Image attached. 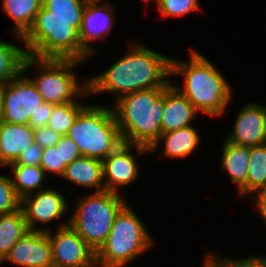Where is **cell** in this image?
Segmentation results:
<instances>
[{
  "label": "cell",
  "instance_id": "74e56055",
  "mask_svg": "<svg viewBox=\"0 0 266 267\" xmlns=\"http://www.w3.org/2000/svg\"><path fill=\"white\" fill-rule=\"evenodd\" d=\"M3 91H4V86L0 85V95H3Z\"/></svg>",
  "mask_w": 266,
  "mask_h": 267
},
{
  "label": "cell",
  "instance_id": "f35d334b",
  "mask_svg": "<svg viewBox=\"0 0 266 267\" xmlns=\"http://www.w3.org/2000/svg\"><path fill=\"white\" fill-rule=\"evenodd\" d=\"M1 109H2V95H0V113H1Z\"/></svg>",
  "mask_w": 266,
  "mask_h": 267
},
{
  "label": "cell",
  "instance_id": "ac0fdd59",
  "mask_svg": "<svg viewBox=\"0 0 266 267\" xmlns=\"http://www.w3.org/2000/svg\"><path fill=\"white\" fill-rule=\"evenodd\" d=\"M221 170L227 173L231 182L237 185L240 196H247V178L250 161V147L240 146L224 140L222 143Z\"/></svg>",
  "mask_w": 266,
  "mask_h": 267
},
{
  "label": "cell",
  "instance_id": "f1b7e54d",
  "mask_svg": "<svg viewBox=\"0 0 266 267\" xmlns=\"http://www.w3.org/2000/svg\"><path fill=\"white\" fill-rule=\"evenodd\" d=\"M206 260L213 267H266V256H248L242 258H230V257H221L217 256L214 253L207 255Z\"/></svg>",
  "mask_w": 266,
  "mask_h": 267
},
{
  "label": "cell",
  "instance_id": "277c9868",
  "mask_svg": "<svg viewBox=\"0 0 266 267\" xmlns=\"http://www.w3.org/2000/svg\"><path fill=\"white\" fill-rule=\"evenodd\" d=\"M82 19H61L43 7L22 37L26 54L37 59H75L86 61L90 55L81 47Z\"/></svg>",
  "mask_w": 266,
  "mask_h": 267
},
{
  "label": "cell",
  "instance_id": "ba28073f",
  "mask_svg": "<svg viewBox=\"0 0 266 267\" xmlns=\"http://www.w3.org/2000/svg\"><path fill=\"white\" fill-rule=\"evenodd\" d=\"M79 63L84 62L75 59H37L27 55L22 72L29 71L34 68L33 66L39 67L38 77L29 79L43 97L44 102L53 105L63 104L89 95L87 79L79 82L75 72Z\"/></svg>",
  "mask_w": 266,
  "mask_h": 267
},
{
  "label": "cell",
  "instance_id": "5bb4252c",
  "mask_svg": "<svg viewBox=\"0 0 266 267\" xmlns=\"http://www.w3.org/2000/svg\"><path fill=\"white\" fill-rule=\"evenodd\" d=\"M237 113L228 142L247 147L266 143V106L257 103L244 105Z\"/></svg>",
  "mask_w": 266,
  "mask_h": 267
},
{
  "label": "cell",
  "instance_id": "e0dca14e",
  "mask_svg": "<svg viewBox=\"0 0 266 267\" xmlns=\"http://www.w3.org/2000/svg\"><path fill=\"white\" fill-rule=\"evenodd\" d=\"M34 143V129L29 125L0 121V164L8 166Z\"/></svg>",
  "mask_w": 266,
  "mask_h": 267
},
{
  "label": "cell",
  "instance_id": "8fae6325",
  "mask_svg": "<svg viewBox=\"0 0 266 267\" xmlns=\"http://www.w3.org/2000/svg\"><path fill=\"white\" fill-rule=\"evenodd\" d=\"M67 202L62 193L50 187L23 197L20 200V209L29 230L47 232L50 229L37 225L40 222L47 224L62 219L69 210Z\"/></svg>",
  "mask_w": 266,
  "mask_h": 267
},
{
  "label": "cell",
  "instance_id": "30bf717a",
  "mask_svg": "<svg viewBox=\"0 0 266 267\" xmlns=\"http://www.w3.org/2000/svg\"><path fill=\"white\" fill-rule=\"evenodd\" d=\"M47 231L49 237L53 267H97L96 253L83 238L62 221L55 233Z\"/></svg>",
  "mask_w": 266,
  "mask_h": 267
},
{
  "label": "cell",
  "instance_id": "4fadbf2b",
  "mask_svg": "<svg viewBox=\"0 0 266 267\" xmlns=\"http://www.w3.org/2000/svg\"><path fill=\"white\" fill-rule=\"evenodd\" d=\"M3 261L20 267H53L47 232L29 230L15 243Z\"/></svg>",
  "mask_w": 266,
  "mask_h": 267
},
{
  "label": "cell",
  "instance_id": "52a82bcc",
  "mask_svg": "<svg viewBox=\"0 0 266 267\" xmlns=\"http://www.w3.org/2000/svg\"><path fill=\"white\" fill-rule=\"evenodd\" d=\"M69 225L96 253L105 243L116 215L128 203L111 191L92 192L77 200Z\"/></svg>",
  "mask_w": 266,
  "mask_h": 267
},
{
  "label": "cell",
  "instance_id": "484cf974",
  "mask_svg": "<svg viewBox=\"0 0 266 267\" xmlns=\"http://www.w3.org/2000/svg\"><path fill=\"white\" fill-rule=\"evenodd\" d=\"M79 100L80 97L76 101L53 105L52 113L46 126L61 136H65L79 112L86 106Z\"/></svg>",
  "mask_w": 266,
  "mask_h": 267
},
{
  "label": "cell",
  "instance_id": "4dcf8cb0",
  "mask_svg": "<svg viewBox=\"0 0 266 267\" xmlns=\"http://www.w3.org/2000/svg\"><path fill=\"white\" fill-rule=\"evenodd\" d=\"M55 148H59L60 155V178L63 176L66 166L78 157L82 156L77 144L67 135L62 136Z\"/></svg>",
  "mask_w": 266,
  "mask_h": 267
},
{
  "label": "cell",
  "instance_id": "603a6c76",
  "mask_svg": "<svg viewBox=\"0 0 266 267\" xmlns=\"http://www.w3.org/2000/svg\"><path fill=\"white\" fill-rule=\"evenodd\" d=\"M14 178H11L16 196L23 197L44 189L43 182L47 179L40 166L8 165ZM36 190V191H35Z\"/></svg>",
  "mask_w": 266,
  "mask_h": 267
},
{
  "label": "cell",
  "instance_id": "7c38bea8",
  "mask_svg": "<svg viewBox=\"0 0 266 267\" xmlns=\"http://www.w3.org/2000/svg\"><path fill=\"white\" fill-rule=\"evenodd\" d=\"M132 149L137 155L150 152L149 148L144 146L122 143L102 161L105 190L120 194L121 186L129 185L138 179L139 166Z\"/></svg>",
  "mask_w": 266,
  "mask_h": 267
},
{
  "label": "cell",
  "instance_id": "6da1fadb",
  "mask_svg": "<svg viewBox=\"0 0 266 267\" xmlns=\"http://www.w3.org/2000/svg\"><path fill=\"white\" fill-rule=\"evenodd\" d=\"M128 52L97 76L87 79L91 94L115 93L120 97L154 87H168L172 82L171 58L139 42L131 41Z\"/></svg>",
  "mask_w": 266,
  "mask_h": 267
},
{
  "label": "cell",
  "instance_id": "44dd1931",
  "mask_svg": "<svg viewBox=\"0 0 266 267\" xmlns=\"http://www.w3.org/2000/svg\"><path fill=\"white\" fill-rule=\"evenodd\" d=\"M42 0H3L2 9L14 21V34L19 40L32 27Z\"/></svg>",
  "mask_w": 266,
  "mask_h": 267
},
{
  "label": "cell",
  "instance_id": "8992f818",
  "mask_svg": "<svg viewBox=\"0 0 266 267\" xmlns=\"http://www.w3.org/2000/svg\"><path fill=\"white\" fill-rule=\"evenodd\" d=\"M146 226L127 203L116 215L105 243L96 252L97 267H123L154 246Z\"/></svg>",
  "mask_w": 266,
  "mask_h": 267
},
{
  "label": "cell",
  "instance_id": "7a4b0ae2",
  "mask_svg": "<svg viewBox=\"0 0 266 267\" xmlns=\"http://www.w3.org/2000/svg\"><path fill=\"white\" fill-rule=\"evenodd\" d=\"M190 50L189 60L171 58V76H184L183 86H173L198 112L219 117L231 101L232 87L206 57L193 48Z\"/></svg>",
  "mask_w": 266,
  "mask_h": 267
},
{
  "label": "cell",
  "instance_id": "1f68e13d",
  "mask_svg": "<svg viewBox=\"0 0 266 267\" xmlns=\"http://www.w3.org/2000/svg\"><path fill=\"white\" fill-rule=\"evenodd\" d=\"M40 167L44 170L46 176L49 173L60 176L59 148H55V146L44 148Z\"/></svg>",
  "mask_w": 266,
  "mask_h": 267
},
{
  "label": "cell",
  "instance_id": "2e32d148",
  "mask_svg": "<svg viewBox=\"0 0 266 267\" xmlns=\"http://www.w3.org/2000/svg\"><path fill=\"white\" fill-rule=\"evenodd\" d=\"M198 115L193 104L172 83L165 89L162 134L190 126Z\"/></svg>",
  "mask_w": 266,
  "mask_h": 267
},
{
  "label": "cell",
  "instance_id": "4316f807",
  "mask_svg": "<svg viewBox=\"0 0 266 267\" xmlns=\"http://www.w3.org/2000/svg\"><path fill=\"white\" fill-rule=\"evenodd\" d=\"M88 0H42V7L61 19H82Z\"/></svg>",
  "mask_w": 266,
  "mask_h": 267
},
{
  "label": "cell",
  "instance_id": "d4e9b609",
  "mask_svg": "<svg viewBox=\"0 0 266 267\" xmlns=\"http://www.w3.org/2000/svg\"><path fill=\"white\" fill-rule=\"evenodd\" d=\"M266 189V143L250 147L247 195Z\"/></svg>",
  "mask_w": 266,
  "mask_h": 267
},
{
  "label": "cell",
  "instance_id": "836d02e7",
  "mask_svg": "<svg viewBox=\"0 0 266 267\" xmlns=\"http://www.w3.org/2000/svg\"><path fill=\"white\" fill-rule=\"evenodd\" d=\"M62 136L47 126L34 129V143L42 149L55 146Z\"/></svg>",
  "mask_w": 266,
  "mask_h": 267
},
{
  "label": "cell",
  "instance_id": "83f0119b",
  "mask_svg": "<svg viewBox=\"0 0 266 267\" xmlns=\"http://www.w3.org/2000/svg\"><path fill=\"white\" fill-rule=\"evenodd\" d=\"M158 11L164 17H180L200 10L199 0H155Z\"/></svg>",
  "mask_w": 266,
  "mask_h": 267
},
{
  "label": "cell",
  "instance_id": "8d00e7d4",
  "mask_svg": "<svg viewBox=\"0 0 266 267\" xmlns=\"http://www.w3.org/2000/svg\"><path fill=\"white\" fill-rule=\"evenodd\" d=\"M203 267H213L206 259L202 265Z\"/></svg>",
  "mask_w": 266,
  "mask_h": 267
},
{
  "label": "cell",
  "instance_id": "7402d4cb",
  "mask_svg": "<svg viewBox=\"0 0 266 267\" xmlns=\"http://www.w3.org/2000/svg\"><path fill=\"white\" fill-rule=\"evenodd\" d=\"M28 231L29 228L21 209L0 215V264L15 243Z\"/></svg>",
  "mask_w": 266,
  "mask_h": 267
},
{
  "label": "cell",
  "instance_id": "d6986e66",
  "mask_svg": "<svg viewBox=\"0 0 266 267\" xmlns=\"http://www.w3.org/2000/svg\"><path fill=\"white\" fill-rule=\"evenodd\" d=\"M61 178L85 189L95 188L94 192L105 190L103 180V162L99 159L80 156L66 166Z\"/></svg>",
  "mask_w": 266,
  "mask_h": 267
},
{
  "label": "cell",
  "instance_id": "ffe728a7",
  "mask_svg": "<svg viewBox=\"0 0 266 267\" xmlns=\"http://www.w3.org/2000/svg\"><path fill=\"white\" fill-rule=\"evenodd\" d=\"M164 142L162 154L170 158L189 157L201 142V137L193 125L179 130L163 133L157 142L149 149L150 153L158 151L159 144ZM158 148V149H157Z\"/></svg>",
  "mask_w": 266,
  "mask_h": 267
},
{
  "label": "cell",
  "instance_id": "d590c367",
  "mask_svg": "<svg viewBox=\"0 0 266 267\" xmlns=\"http://www.w3.org/2000/svg\"><path fill=\"white\" fill-rule=\"evenodd\" d=\"M253 195L256 201L254 204H256V208L258 210L257 212L260 213V216L266 223V189L259 191Z\"/></svg>",
  "mask_w": 266,
  "mask_h": 267
},
{
  "label": "cell",
  "instance_id": "d6a6232c",
  "mask_svg": "<svg viewBox=\"0 0 266 267\" xmlns=\"http://www.w3.org/2000/svg\"><path fill=\"white\" fill-rule=\"evenodd\" d=\"M43 149L33 143L24 150L14 163L9 165L40 166Z\"/></svg>",
  "mask_w": 266,
  "mask_h": 267
},
{
  "label": "cell",
  "instance_id": "9a60e30c",
  "mask_svg": "<svg viewBox=\"0 0 266 267\" xmlns=\"http://www.w3.org/2000/svg\"><path fill=\"white\" fill-rule=\"evenodd\" d=\"M100 1L103 0L87 1L79 30L81 47L90 55V58L97 54L96 49L90 44L96 40H104L114 25V7L109 2L101 5Z\"/></svg>",
  "mask_w": 266,
  "mask_h": 267
},
{
  "label": "cell",
  "instance_id": "f546056e",
  "mask_svg": "<svg viewBox=\"0 0 266 267\" xmlns=\"http://www.w3.org/2000/svg\"><path fill=\"white\" fill-rule=\"evenodd\" d=\"M20 209V199L16 196L11 178L0 174V215Z\"/></svg>",
  "mask_w": 266,
  "mask_h": 267
},
{
  "label": "cell",
  "instance_id": "9c48e42d",
  "mask_svg": "<svg viewBox=\"0 0 266 267\" xmlns=\"http://www.w3.org/2000/svg\"><path fill=\"white\" fill-rule=\"evenodd\" d=\"M44 102L32 81L24 72L4 86L0 121L25 125Z\"/></svg>",
  "mask_w": 266,
  "mask_h": 267
},
{
  "label": "cell",
  "instance_id": "cb8c5ba5",
  "mask_svg": "<svg viewBox=\"0 0 266 267\" xmlns=\"http://www.w3.org/2000/svg\"><path fill=\"white\" fill-rule=\"evenodd\" d=\"M25 48L0 40V85L5 86L22 72Z\"/></svg>",
  "mask_w": 266,
  "mask_h": 267
},
{
  "label": "cell",
  "instance_id": "3957f363",
  "mask_svg": "<svg viewBox=\"0 0 266 267\" xmlns=\"http://www.w3.org/2000/svg\"><path fill=\"white\" fill-rule=\"evenodd\" d=\"M166 88L140 90L116 100L112 108L123 143L150 149L161 137Z\"/></svg>",
  "mask_w": 266,
  "mask_h": 267
},
{
  "label": "cell",
  "instance_id": "e575fe53",
  "mask_svg": "<svg viewBox=\"0 0 266 267\" xmlns=\"http://www.w3.org/2000/svg\"><path fill=\"white\" fill-rule=\"evenodd\" d=\"M53 104L43 102L41 106L36 111L35 115H33L28 124L33 128L37 129L43 126H46L48 120L50 118V114L52 113Z\"/></svg>",
  "mask_w": 266,
  "mask_h": 267
},
{
  "label": "cell",
  "instance_id": "5b68a950",
  "mask_svg": "<svg viewBox=\"0 0 266 267\" xmlns=\"http://www.w3.org/2000/svg\"><path fill=\"white\" fill-rule=\"evenodd\" d=\"M66 135L82 156L101 161L123 143L113 108L99 104H86Z\"/></svg>",
  "mask_w": 266,
  "mask_h": 267
}]
</instances>
